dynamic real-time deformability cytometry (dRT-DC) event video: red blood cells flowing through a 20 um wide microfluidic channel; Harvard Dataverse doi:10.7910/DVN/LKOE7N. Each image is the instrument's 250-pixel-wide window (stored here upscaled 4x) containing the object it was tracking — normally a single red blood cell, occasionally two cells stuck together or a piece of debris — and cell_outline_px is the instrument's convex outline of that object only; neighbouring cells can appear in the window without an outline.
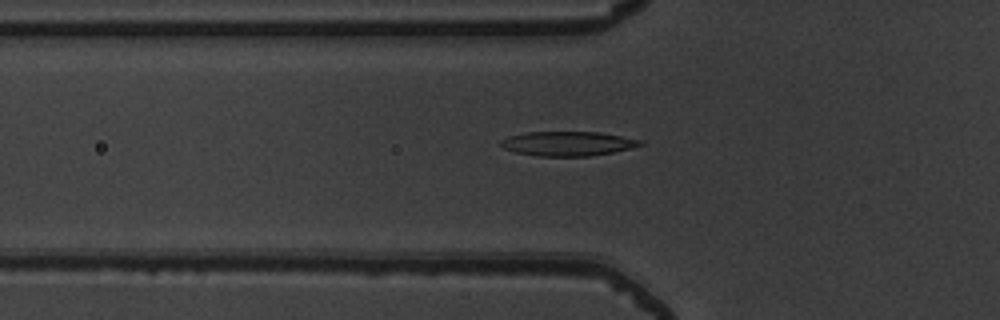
{"species": "common noctule bat (a hibernating species)", "species_latin": "Nyctalus noctula", "temperature_condition": "warm", "stored_images_in_passage": 37, "camera_frame_rate_fps": 3000, "um_per_image_px": 0.085, "animal": {"sex": "male", "body_mass_g": 19.5, "forearm_length_mm": 54.6}, "frame": {"image": 1, "passage_image": 3, "time_ms": 0.667, "image_size_px": [1000, 320], "cell_outline_px": [[644, 144], [632, 148], [612, 152], [588, 156], [536, 156], [516, 152], [504, 148], [500, 144], [500, 140], [508, 136], [528, 132], [600, 132], [644, 140]], "centroid_in_image_um": [48.28, 12.2], "position_along_channel_um": 77.5, "area_um2": 19.88}}
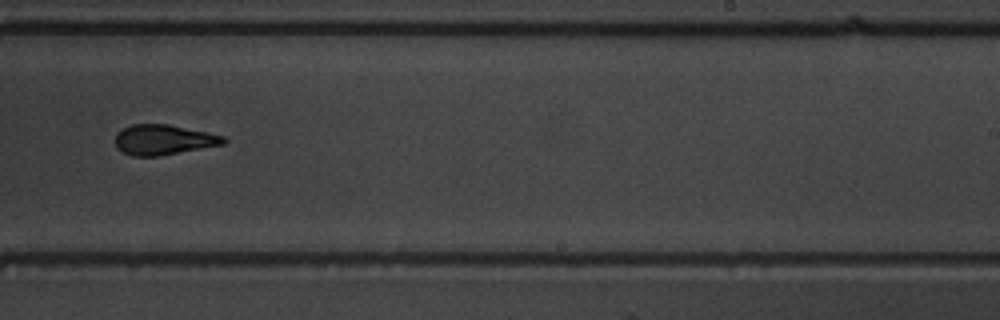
{"frame": {"image": 2, "passage_image": 18, "time_ms": 5.667, "image_size_px": [1000, 320], "cell_outline_px": [[228, 140], [224, 144], [160, 156], [132, 156], [116, 148], [116, 132], [132, 124], [168, 124], [208, 132], [224, 136]], "centroid_in_image_um": [13.91, 11.88], "position_along_channel_um": 275.1, "area_um2": 19.07}}
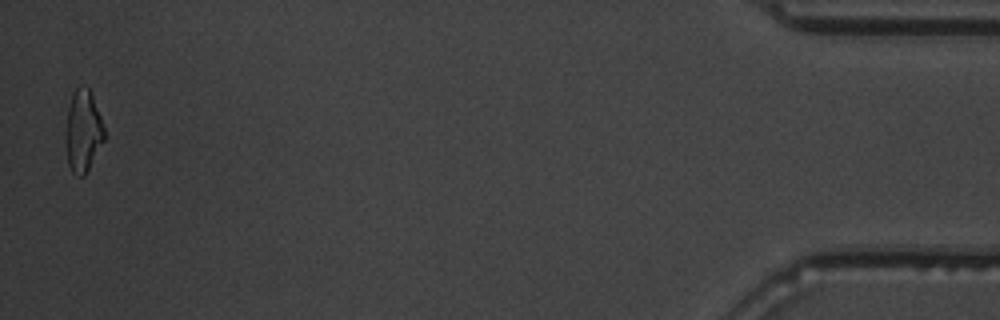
{"frame": {"image": 3, "passage_image": 36, "time_ms": 11.667, "image_size_px": [1000, 320], "cell_outline_px": [[104, 140], [84, 176], [80, 176], [72, 172], [68, 164], [68, 108], [72, 92], [80, 84], [84, 84], [88, 88], [92, 96], [100, 116], [104, 128]], "centroid_in_image_um": [7.09, 11.09], "position_along_channel_um": 428.1, "area_um2": 17.63}, "authors_computed_cell_mechanics": {"area_um2": 19.2474, "velocity_mm_per_s": 3.9463, "shape_relaxation_time_tau1_ms": 3.4552, "shape_relaxation_time_tau2_ms": 2.4297, "deformation_change_tau1": 0.159, "deformation_change_tau2": 0.1088}}